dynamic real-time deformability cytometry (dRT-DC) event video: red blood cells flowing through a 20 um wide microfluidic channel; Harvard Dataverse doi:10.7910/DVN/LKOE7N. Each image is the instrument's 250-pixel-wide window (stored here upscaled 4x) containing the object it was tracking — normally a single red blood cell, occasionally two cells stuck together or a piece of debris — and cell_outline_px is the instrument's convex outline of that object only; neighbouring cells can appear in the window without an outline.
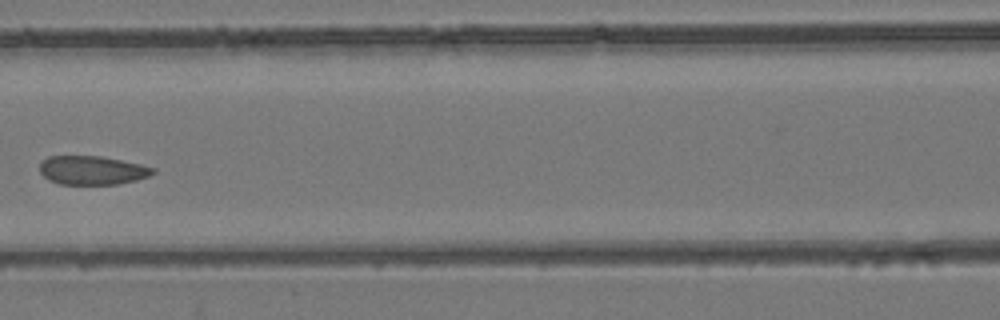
{"species": "common noctule bat (a hibernating species)", "species_latin": "Nyctalus noctula", "temperature_condition": "room temperature", "stored_images_in_passage": 7, "camera_frame_rate_fps": 3000, "um_per_image_px": 0.085, "animal": {"sex": "female", "body_mass_g": 24.6, "forearm_length_mm": 56.2}, "frame": {"image": 1, "passage_image": 6, "time_ms": 7.0, "image_size_px": [1000, 320], "cell_outline_px": [[156, 172], [148, 176], [136, 180], [116, 184], [60, 184], [48, 180], [40, 172], [40, 164], [48, 156], [100, 156], [140, 164], [156, 168]], "centroid_in_image_um": [7.84, 14.47], "position_along_channel_um": 158.8, "area_um2": 18.9}}
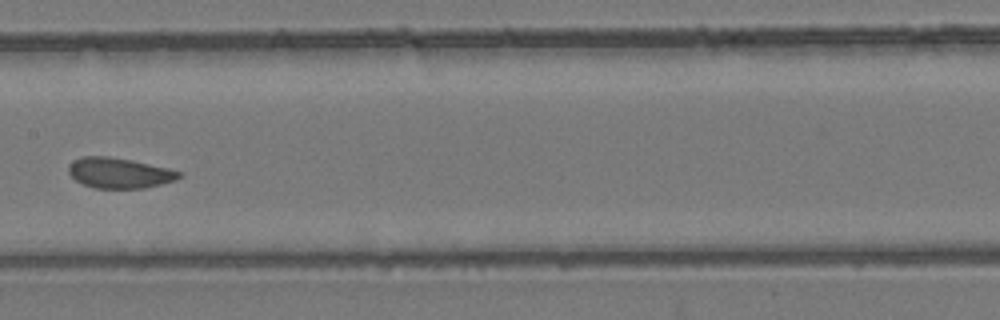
{"frame": {"image": 2, "passage_image": 7, "time_ms": 8.0, "image_size_px": [1000, 320], "cell_outline_px": [[184, 176], [176, 180], [144, 188], [96, 188], [84, 184], [76, 180], [68, 172], [68, 168], [72, 160], [84, 156], [108, 156], [132, 160], [168, 168], [184, 172]], "centroid_in_image_um": [10.18, 14.69], "position_along_channel_um": 197.2, "area_um2": 19.65}}